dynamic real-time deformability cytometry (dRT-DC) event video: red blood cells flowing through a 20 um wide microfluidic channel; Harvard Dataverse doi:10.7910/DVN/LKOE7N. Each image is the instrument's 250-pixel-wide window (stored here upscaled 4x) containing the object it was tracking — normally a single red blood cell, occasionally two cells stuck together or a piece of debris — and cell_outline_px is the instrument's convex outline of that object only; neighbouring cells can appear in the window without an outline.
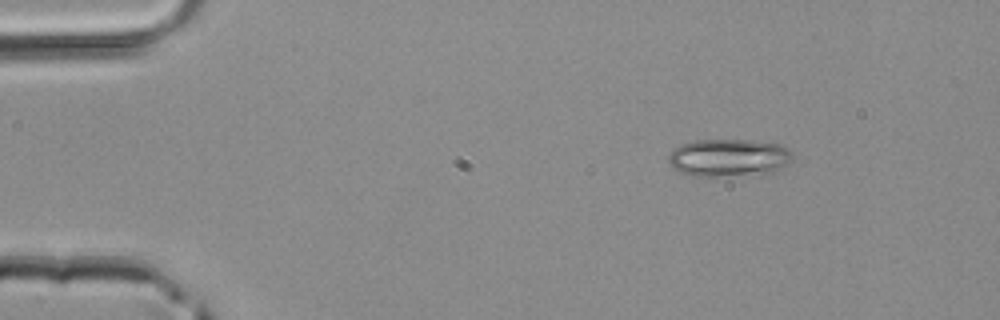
{"species": "common noctule bat (a hibernating species)", "species_latin": "Nyctalus noctula", "temperature_condition": "room temperature", "stored_images_in_passage": 3, "camera_frame_rate_fps": 3000, "um_per_image_px": 0.085, "animal": {"sex": "male", "body_mass_g": 20.4}, "frame": {"image": 1, "passage_image": 1, "time_ms": 0.0, "image_size_px": [1000, 320], "cell_outline_px": [[792, 156], [788, 164], [776, 172], [716, 176], [692, 176], [680, 172], [672, 168], [668, 160], [668, 152], [672, 148], [680, 144], [692, 140], [752, 140], [784, 144], [792, 152]], "centroid_in_image_um": [61.92, 13.38], "position_along_channel_um": 23.1, "area_um2": 27.63}}